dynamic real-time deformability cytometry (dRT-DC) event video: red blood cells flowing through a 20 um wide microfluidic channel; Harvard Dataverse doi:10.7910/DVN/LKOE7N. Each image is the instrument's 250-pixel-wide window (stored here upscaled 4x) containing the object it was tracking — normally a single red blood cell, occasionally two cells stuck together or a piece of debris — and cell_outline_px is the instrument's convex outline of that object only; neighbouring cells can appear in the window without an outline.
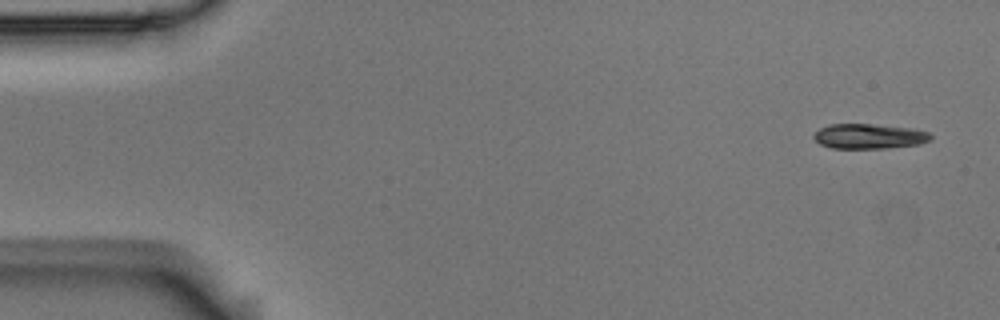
{"species": "Egyptian fruit bat (a non-hibernating species)", "species_latin": "Rousettus aegyptiacus", "temperature_condition": "room temperature", "stored_images_in_passage": 4, "camera_frame_rate_fps": 3000, "um_per_image_px": 0.085, "animal": {"sex": "male"}, "frame": {"image": 1, "passage_image": 1, "time_ms": 0.0, "image_size_px": [1000, 320], "cell_outline_px": [[932, 140], [920, 144], [888, 148], [832, 148], [820, 144], [812, 136], [820, 128], [828, 124], [872, 124], [912, 128], [928, 132], [932, 136]], "centroid_in_image_um": [73.89, 11.58], "position_along_channel_um": 11.1, "area_um2": 17.05}}